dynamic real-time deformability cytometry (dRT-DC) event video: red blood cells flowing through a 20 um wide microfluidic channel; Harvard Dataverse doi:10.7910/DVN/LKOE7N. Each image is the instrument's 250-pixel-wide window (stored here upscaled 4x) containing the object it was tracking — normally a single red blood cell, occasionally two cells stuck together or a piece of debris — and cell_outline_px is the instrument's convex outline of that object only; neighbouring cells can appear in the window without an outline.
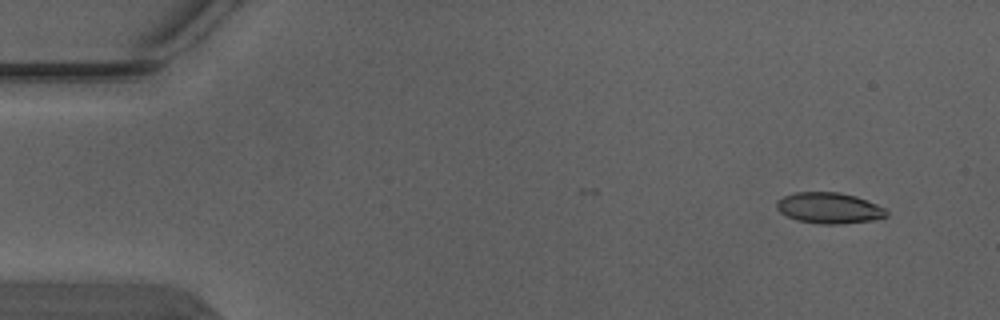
{"species": "Egyptian fruit bat (a non-hibernating species)", "species_latin": "Rousettus aegyptiacus", "temperature_condition": "warm", "stored_images_in_passage": 4, "segment_of_instrument_passage": [1, 2], "camera_frame_rate_fps": 3000, "um_per_image_px": 0.085, "animal": {"sex": "male"}, "frame": {"image": 1, "passage_image": 1, "time_ms": 0.0, "image_size_px": [1000, 320], "cell_outline_px": [[888, 216], [872, 220], [840, 224], [820, 224], [796, 220], [780, 212], [776, 208], [776, 204], [784, 196], [796, 192], [840, 192], [856, 196], [876, 204], [884, 208], [888, 212]], "centroid_in_image_um": [70.48, 17.68], "position_along_channel_um": 14.5, "area_um2": 19.71}}
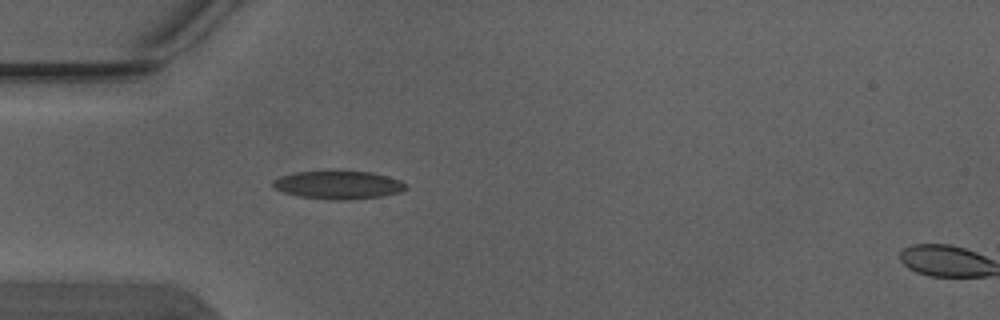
{"frame": {"image": 2, "passage_image": 3, "time_ms": 0.667, "image_size_px": [1000, 320], "cell_outline_px": [[408, 188], [400, 192], [380, 196], [344, 200], [328, 200], [300, 196], [284, 192], [276, 188], [272, 184], [272, 180], [280, 176], [296, 172], [328, 168], [340, 168], [372, 172], [388, 176], [400, 180], [408, 184]], "centroid_in_image_um": [28.77, 15.66], "position_along_channel_um": 56.2, "area_um2": 22.83}}